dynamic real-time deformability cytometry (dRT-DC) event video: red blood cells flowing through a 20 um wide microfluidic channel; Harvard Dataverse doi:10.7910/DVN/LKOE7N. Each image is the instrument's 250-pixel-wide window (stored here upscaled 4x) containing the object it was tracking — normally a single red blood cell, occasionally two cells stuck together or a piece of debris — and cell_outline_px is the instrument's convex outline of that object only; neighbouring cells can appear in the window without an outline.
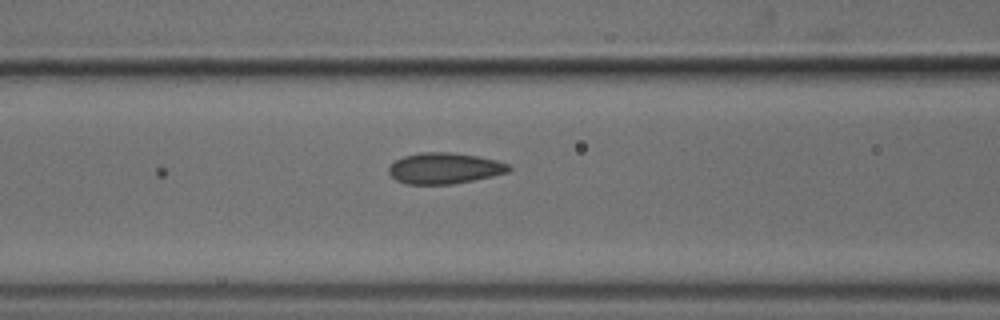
{"species": "common noctule bat (a hibernating species)", "species_latin": "Nyctalus noctula", "temperature_condition": "cold", "stored_images_in_passage": 22, "camera_frame_rate_fps": 3000, "um_per_image_px": 0.085, "animal": {"sex": "male", "body_mass_g": 18.8}, "frame": {"image": 1, "passage_image": 22, "time_ms": 7.0, "image_size_px": [1000, 320], "cell_outline_px": [[512, 168], [508, 172], [492, 176], [452, 184], [404, 184], [396, 180], [388, 172], [388, 168], [396, 160], [404, 156], [420, 152], [452, 152], [476, 156], [496, 160], [508, 164]], "centroid_in_image_um": [37.76, 14.3], "position_along_channel_um": 128.8, "area_um2": 21.62}}